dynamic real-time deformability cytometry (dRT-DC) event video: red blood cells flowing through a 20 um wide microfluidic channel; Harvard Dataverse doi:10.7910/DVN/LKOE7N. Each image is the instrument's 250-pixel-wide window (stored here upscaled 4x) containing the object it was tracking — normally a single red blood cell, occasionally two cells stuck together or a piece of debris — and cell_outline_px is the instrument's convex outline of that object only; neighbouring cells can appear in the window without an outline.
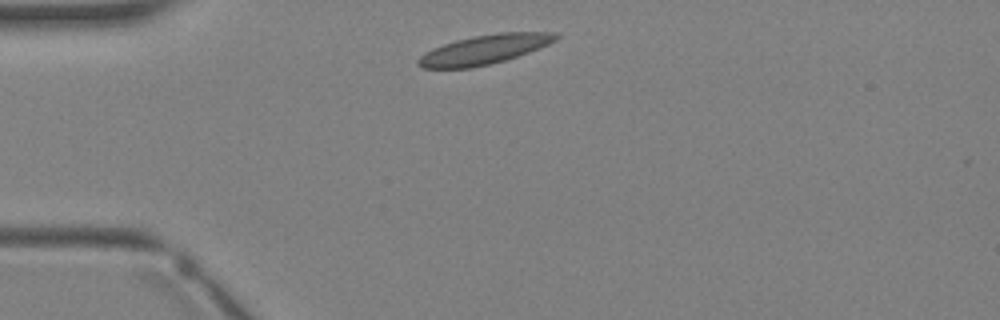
{"species": "Egyptian fruit bat (a non-hibernating species)", "species_latin": "Rousettus aegyptiacus", "temperature_condition": "warm", "stored_images_in_passage": 4, "camera_frame_rate_fps": 3000, "um_per_image_px": 0.085, "animal": {"sex": "female"}, "frame": {"image": 1, "passage_image": 3, "time_ms": 3.333, "image_size_px": [1000, 320], "cell_outline_px": [[560, 36], [556, 40], [548, 44], [528, 52], [504, 60], [472, 68], [424, 68], [416, 64], [416, 60], [420, 56], [432, 48], [456, 40], [476, 36], [500, 32], [556, 32]], "centroid_in_image_um": [41.15, 4.21], "position_along_channel_um": 43.8, "area_um2": 23.24}}
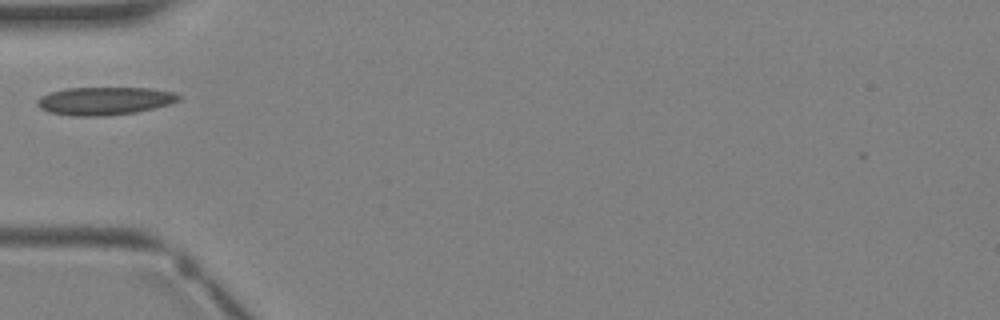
{"frame": {"image": 2, "passage_image": 4, "time_ms": 4.333, "image_size_px": [1000, 320], "cell_outline_px": [[184, 96], [180, 100], [156, 108], [136, 112], [104, 116], [76, 116], [48, 112], [40, 108], [36, 104], [36, 100], [40, 96], [64, 88], [148, 88], [172, 92]], "centroid_in_image_um": [8.89, 8.58], "position_along_channel_um": 76.1, "area_um2": 23.12}}